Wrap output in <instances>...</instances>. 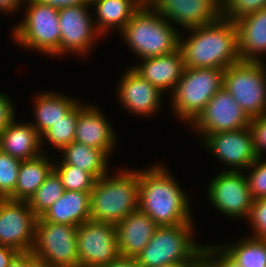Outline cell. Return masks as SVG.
<instances>
[{
    "mask_svg": "<svg viewBox=\"0 0 266 267\" xmlns=\"http://www.w3.org/2000/svg\"><path fill=\"white\" fill-rule=\"evenodd\" d=\"M250 120L233 96L222 87L190 125L198 135L201 134L202 142L211 134L247 128Z\"/></svg>",
    "mask_w": 266,
    "mask_h": 267,
    "instance_id": "13",
    "label": "cell"
},
{
    "mask_svg": "<svg viewBox=\"0 0 266 267\" xmlns=\"http://www.w3.org/2000/svg\"><path fill=\"white\" fill-rule=\"evenodd\" d=\"M179 37V49L186 68L226 69L240 61L237 26L222 16L210 24L188 28Z\"/></svg>",
    "mask_w": 266,
    "mask_h": 267,
    "instance_id": "2",
    "label": "cell"
},
{
    "mask_svg": "<svg viewBox=\"0 0 266 267\" xmlns=\"http://www.w3.org/2000/svg\"><path fill=\"white\" fill-rule=\"evenodd\" d=\"M61 177L53 169L28 201L37 217H41L64 193Z\"/></svg>",
    "mask_w": 266,
    "mask_h": 267,
    "instance_id": "29",
    "label": "cell"
},
{
    "mask_svg": "<svg viewBox=\"0 0 266 267\" xmlns=\"http://www.w3.org/2000/svg\"><path fill=\"white\" fill-rule=\"evenodd\" d=\"M189 267H214V266L203 254H201Z\"/></svg>",
    "mask_w": 266,
    "mask_h": 267,
    "instance_id": "45",
    "label": "cell"
},
{
    "mask_svg": "<svg viewBox=\"0 0 266 267\" xmlns=\"http://www.w3.org/2000/svg\"><path fill=\"white\" fill-rule=\"evenodd\" d=\"M37 218L28 201L7 199L2 204L0 213V245L18 252L31 251Z\"/></svg>",
    "mask_w": 266,
    "mask_h": 267,
    "instance_id": "15",
    "label": "cell"
},
{
    "mask_svg": "<svg viewBox=\"0 0 266 267\" xmlns=\"http://www.w3.org/2000/svg\"><path fill=\"white\" fill-rule=\"evenodd\" d=\"M101 267H142L135 258L119 257L117 260Z\"/></svg>",
    "mask_w": 266,
    "mask_h": 267,
    "instance_id": "42",
    "label": "cell"
},
{
    "mask_svg": "<svg viewBox=\"0 0 266 267\" xmlns=\"http://www.w3.org/2000/svg\"><path fill=\"white\" fill-rule=\"evenodd\" d=\"M65 190L92 191L96 178L82 168L69 164H54Z\"/></svg>",
    "mask_w": 266,
    "mask_h": 267,
    "instance_id": "31",
    "label": "cell"
},
{
    "mask_svg": "<svg viewBox=\"0 0 266 267\" xmlns=\"http://www.w3.org/2000/svg\"><path fill=\"white\" fill-rule=\"evenodd\" d=\"M27 1V2H26ZM24 18L15 24L12 39L28 49L48 56H60L59 9L38 0H24Z\"/></svg>",
    "mask_w": 266,
    "mask_h": 267,
    "instance_id": "7",
    "label": "cell"
},
{
    "mask_svg": "<svg viewBox=\"0 0 266 267\" xmlns=\"http://www.w3.org/2000/svg\"><path fill=\"white\" fill-rule=\"evenodd\" d=\"M194 225L192 221L182 225L159 226L148 245L136 255V262L142 267L193 263L202 254L204 246L194 239Z\"/></svg>",
    "mask_w": 266,
    "mask_h": 267,
    "instance_id": "5",
    "label": "cell"
},
{
    "mask_svg": "<svg viewBox=\"0 0 266 267\" xmlns=\"http://www.w3.org/2000/svg\"><path fill=\"white\" fill-rule=\"evenodd\" d=\"M59 153L61 161L54 164L75 165L91 173L96 179L110 173L109 156L101 149H96L80 142L73 141ZM108 160V161H107Z\"/></svg>",
    "mask_w": 266,
    "mask_h": 267,
    "instance_id": "27",
    "label": "cell"
},
{
    "mask_svg": "<svg viewBox=\"0 0 266 267\" xmlns=\"http://www.w3.org/2000/svg\"><path fill=\"white\" fill-rule=\"evenodd\" d=\"M116 85L117 99L122 109L140 117L156 115L161 109L163 93L140 76L132 67H127ZM119 85V86H118Z\"/></svg>",
    "mask_w": 266,
    "mask_h": 267,
    "instance_id": "16",
    "label": "cell"
},
{
    "mask_svg": "<svg viewBox=\"0 0 266 267\" xmlns=\"http://www.w3.org/2000/svg\"><path fill=\"white\" fill-rule=\"evenodd\" d=\"M79 267H101L120 257L116 226L111 223L86 221L78 226Z\"/></svg>",
    "mask_w": 266,
    "mask_h": 267,
    "instance_id": "11",
    "label": "cell"
},
{
    "mask_svg": "<svg viewBox=\"0 0 266 267\" xmlns=\"http://www.w3.org/2000/svg\"><path fill=\"white\" fill-rule=\"evenodd\" d=\"M78 120V104L61 120L54 123L41 135V146L44 139L51 144L58 152L74 141Z\"/></svg>",
    "mask_w": 266,
    "mask_h": 267,
    "instance_id": "30",
    "label": "cell"
},
{
    "mask_svg": "<svg viewBox=\"0 0 266 267\" xmlns=\"http://www.w3.org/2000/svg\"><path fill=\"white\" fill-rule=\"evenodd\" d=\"M44 152L37 158L21 161L14 194V201H29L46 177L54 169V161Z\"/></svg>",
    "mask_w": 266,
    "mask_h": 267,
    "instance_id": "26",
    "label": "cell"
},
{
    "mask_svg": "<svg viewBox=\"0 0 266 267\" xmlns=\"http://www.w3.org/2000/svg\"><path fill=\"white\" fill-rule=\"evenodd\" d=\"M140 64L131 67L150 84L157 87L163 94H171L185 69L180 49L176 51L140 60Z\"/></svg>",
    "mask_w": 266,
    "mask_h": 267,
    "instance_id": "19",
    "label": "cell"
},
{
    "mask_svg": "<svg viewBox=\"0 0 266 267\" xmlns=\"http://www.w3.org/2000/svg\"><path fill=\"white\" fill-rule=\"evenodd\" d=\"M241 239L221 246L242 267H266V240L249 235Z\"/></svg>",
    "mask_w": 266,
    "mask_h": 267,
    "instance_id": "28",
    "label": "cell"
},
{
    "mask_svg": "<svg viewBox=\"0 0 266 267\" xmlns=\"http://www.w3.org/2000/svg\"><path fill=\"white\" fill-rule=\"evenodd\" d=\"M78 226L57 224L37 218L33 256L52 267H79Z\"/></svg>",
    "mask_w": 266,
    "mask_h": 267,
    "instance_id": "9",
    "label": "cell"
},
{
    "mask_svg": "<svg viewBox=\"0 0 266 267\" xmlns=\"http://www.w3.org/2000/svg\"><path fill=\"white\" fill-rule=\"evenodd\" d=\"M89 6L91 7V4L59 9L61 57L68 53L81 57L87 56L94 49L93 44L98 41L99 36L102 39V35L95 27L94 17L93 14H90Z\"/></svg>",
    "mask_w": 266,
    "mask_h": 267,
    "instance_id": "12",
    "label": "cell"
},
{
    "mask_svg": "<svg viewBox=\"0 0 266 267\" xmlns=\"http://www.w3.org/2000/svg\"><path fill=\"white\" fill-rule=\"evenodd\" d=\"M106 117L98 106L79 102L74 141L101 149L111 157L116 147L117 136Z\"/></svg>",
    "mask_w": 266,
    "mask_h": 267,
    "instance_id": "18",
    "label": "cell"
},
{
    "mask_svg": "<svg viewBox=\"0 0 266 267\" xmlns=\"http://www.w3.org/2000/svg\"><path fill=\"white\" fill-rule=\"evenodd\" d=\"M222 17L229 21H236L239 18L266 8V0H221Z\"/></svg>",
    "mask_w": 266,
    "mask_h": 267,
    "instance_id": "34",
    "label": "cell"
},
{
    "mask_svg": "<svg viewBox=\"0 0 266 267\" xmlns=\"http://www.w3.org/2000/svg\"><path fill=\"white\" fill-rule=\"evenodd\" d=\"M207 186V200L219 213L234 220L248 218L254 199L244 172L223 169Z\"/></svg>",
    "mask_w": 266,
    "mask_h": 267,
    "instance_id": "10",
    "label": "cell"
},
{
    "mask_svg": "<svg viewBox=\"0 0 266 267\" xmlns=\"http://www.w3.org/2000/svg\"><path fill=\"white\" fill-rule=\"evenodd\" d=\"M224 73L225 69L185 67L181 79L169 95L176 119L191 124L223 87Z\"/></svg>",
    "mask_w": 266,
    "mask_h": 267,
    "instance_id": "6",
    "label": "cell"
},
{
    "mask_svg": "<svg viewBox=\"0 0 266 267\" xmlns=\"http://www.w3.org/2000/svg\"><path fill=\"white\" fill-rule=\"evenodd\" d=\"M8 267H27V252H19Z\"/></svg>",
    "mask_w": 266,
    "mask_h": 267,
    "instance_id": "44",
    "label": "cell"
},
{
    "mask_svg": "<svg viewBox=\"0 0 266 267\" xmlns=\"http://www.w3.org/2000/svg\"><path fill=\"white\" fill-rule=\"evenodd\" d=\"M178 30L151 5L143 4L119 33L131 53L142 60L176 51Z\"/></svg>",
    "mask_w": 266,
    "mask_h": 267,
    "instance_id": "4",
    "label": "cell"
},
{
    "mask_svg": "<svg viewBox=\"0 0 266 267\" xmlns=\"http://www.w3.org/2000/svg\"><path fill=\"white\" fill-rule=\"evenodd\" d=\"M33 97L34 121L31 125L42 135L54 123L63 119L79 102L77 98L64 95L63 92H40Z\"/></svg>",
    "mask_w": 266,
    "mask_h": 267,
    "instance_id": "24",
    "label": "cell"
},
{
    "mask_svg": "<svg viewBox=\"0 0 266 267\" xmlns=\"http://www.w3.org/2000/svg\"><path fill=\"white\" fill-rule=\"evenodd\" d=\"M235 24L240 60L262 62L266 54V8L239 18Z\"/></svg>",
    "mask_w": 266,
    "mask_h": 267,
    "instance_id": "21",
    "label": "cell"
},
{
    "mask_svg": "<svg viewBox=\"0 0 266 267\" xmlns=\"http://www.w3.org/2000/svg\"><path fill=\"white\" fill-rule=\"evenodd\" d=\"M155 0H141L144 5H151Z\"/></svg>",
    "mask_w": 266,
    "mask_h": 267,
    "instance_id": "47",
    "label": "cell"
},
{
    "mask_svg": "<svg viewBox=\"0 0 266 267\" xmlns=\"http://www.w3.org/2000/svg\"><path fill=\"white\" fill-rule=\"evenodd\" d=\"M90 3L95 9V27L102 37L110 30L117 29L119 33L143 5L141 0H91Z\"/></svg>",
    "mask_w": 266,
    "mask_h": 267,
    "instance_id": "25",
    "label": "cell"
},
{
    "mask_svg": "<svg viewBox=\"0 0 266 267\" xmlns=\"http://www.w3.org/2000/svg\"><path fill=\"white\" fill-rule=\"evenodd\" d=\"M14 102L6 93H0V133L16 118Z\"/></svg>",
    "mask_w": 266,
    "mask_h": 267,
    "instance_id": "38",
    "label": "cell"
},
{
    "mask_svg": "<svg viewBox=\"0 0 266 267\" xmlns=\"http://www.w3.org/2000/svg\"><path fill=\"white\" fill-rule=\"evenodd\" d=\"M23 4L24 0H0V12H3V14L7 13L8 15L16 13L21 7L23 8Z\"/></svg>",
    "mask_w": 266,
    "mask_h": 267,
    "instance_id": "41",
    "label": "cell"
},
{
    "mask_svg": "<svg viewBox=\"0 0 266 267\" xmlns=\"http://www.w3.org/2000/svg\"><path fill=\"white\" fill-rule=\"evenodd\" d=\"M163 165L156 163L151 167L138 169V209L158 226L190 223L194 218L191 215L189 195Z\"/></svg>",
    "mask_w": 266,
    "mask_h": 267,
    "instance_id": "1",
    "label": "cell"
},
{
    "mask_svg": "<svg viewBox=\"0 0 266 267\" xmlns=\"http://www.w3.org/2000/svg\"><path fill=\"white\" fill-rule=\"evenodd\" d=\"M151 6L183 30L210 24L222 16L221 0H155Z\"/></svg>",
    "mask_w": 266,
    "mask_h": 267,
    "instance_id": "17",
    "label": "cell"
},
{
    "mask_svg": "<svg viewBox=\"0 0 266 267\" xmlns=\"http://www.w3.org/2000/svg\"><path fill=\"white\" fill-rule=\"evenodd\" d=\"M115 174L98 178L90 192V219L93 221L116 225L138 210V170L126 168Z\"/></svg>",
    "mask_w": 266,
    "mask_h": 267,
    "instance_id": "3",
    "label": "cell"
},
{
    "mask_svg": "<svg viewBox=\"0 0 266 267\" xmlns=\"http://www.w3.org/2000/svg\"><path fill=\"white\" fill-rule=\"evenodd\" d=\"M27 267H52L49 263L32 255L27 251Z\"/></svg>",
    "mask_w": 266,
    "mask_h": 267,
    "instance_id": "43",
    "label": "cell"
},
{
    "mask_svg": "<svg viewBox=\"0 0 266 267\" xmlns=\"http://www.w3.org/2000/svg\"><path fill=\"white\" fill-rule=\"evenodd\" d=\"M251 196L254 200L266 198V159L258 157L245 171ZM249 172V173H248Z\"/></svg>",
    "mask_w": 266,
    "mask_h": 267,
    "instance_id": "33",
    "label": "cell"
},
{
    "mask_svg": "<svg viewBox=\"0 0 266 267\" xmlns=\"http://www.w3.org/2000/svg\"><path fill=\"white\" fill-rule=\"evenodd\" d=\"M247 220L252 227L249 236L266 240V198L253 200Z\"/></svg>",
    "mask_w": 266,
    "mask_h": 267,
    "instance_id": "35",
    "label": "cell"
},
{
    "mask_svg": "<svg viewBox=\"0 0 266 267\" xmlns=\"http://www.w3.org/2000/svg\"><path fill=\"white\" fill-rule=\"evenodd\" d=\"M18 253L16 249L0 245V267H8Z\"/></svg>",
    "mask_w": 266,
    "mask_h": 267,
    "instance_id": "40",
    "label": "cell"
},
{
    "mask_svg": "<svg viewBox=\"0 0 266 267\" xmlns=\"http://www.w3.org/2000/svg\"><path fill=\"white\" fill-rule=\"evenodd\" d=\"M7 199H8V198H6V197H0V213H1L2 204H3Z\"/></svg>",
    "mask_w": 266,
    "mask_h": 267,
    "instance_id": "48",
    "label": "cell"
},
{
    "mask_svg": "<svg viewBox=\"0 0 266 267\" xmlns=\"http://www.w3.org/2000/svg\"><path fill=\"white\" fill-rule=\"evenodd\" d=\"M21 160L0 150V197L10 198L18 180Z\"/></svg>",
    "mask_w": 266,
    "mask_h": 267,
    "instance_id": "32",
    "label": "cell"
},
{
    "mask_svg": "<svg viewBox=\"0 0 266 267\" xmlns=\"http://www.w3.org/2000/svg\"><path fill=\"white\" fill-rule=\"evenodd\" d=\"M202 254L214 267H242L221 244L203 246Z\"/></svg>",
    "mask_w": 266,
    "mask_h": 267,
    "instance_id": "36",
    "label": "cell"
},
{
    "mask_svg": "<svg viewBox=\"0 0 266 267\" xmlns=\"http://www.w3.org/2000/svg\"><path fill=\"white\" fill-rule=\"evenodd\" d=\"M200 144L227 165L226 171L243 172L258 158L250 127L211 134Z\"/></svg>",
    "mask_w": 266,
    "mask_h": 267,
    "instance_id": "14",
    "label": "cell"
},
{
    "mask_svg": "<svg viewBox=\"0 0 266 267\" xmlns=\"http://www.w3.org/2000/svg\"><path fill=\"white\" fill-rule=\"evenodd\" d=\"M90 192L65 190L41 218L52 223L74 226L91 220Z\"/></svg>",
    "mask_w": 266,
    "mask_h": 267,
    "instance_id": "23",
    "label": "cell"
},
{
    "mask_svg": "<svg viewBox=\"0 0 266 267\" xmlns=\"http://www.w3.org/2000/svg\"><path fill=\"white\" fill-rule=\"evenodd\" d=\"M253 134L254 149L258 157L266 153V114L251 118L249 125Z\"/></svg>",
    "mask_w": 266,
    "mask_h": 267,
    "instance_id": "37",
    "label": "cell"
},
{
    "mask_svg": "<svg viewBox=\"0 0 266 267\" xmlns=\"http://www.w3.org/2000/svg\"><path fill=\"white\" fill-rule=\"evenodd\" d=\"M43 4L53 6L54 8L61 9L69 6L91 4V0H38Z\"/></svg>",
    "mask_w": 266,
    "mask_h": 267,
    "instance_id": "39",
    "label": "cell"
},
{
    "mask_svg": "<svg viewBox=\"0 0 266 267\" xmlns=\"http://www.w3.org/2000/svg\"><path fill=\"white\" fill-rule=\"evenodd\" d=\"M116 226L120 257L135 258L150 242L159 227L139 209L130 213Z\"/></svg>",
    "mask_w": 266,
    "mask_h": 267,
    "instance_id": "20",
    "label": "cell"
},
{
    "mask_svg": "<svg viewBox=\"0 0 266 267\" xmlns=\"http://www.w3.org/2000/svg\"><path fill=\"white\" fill-rule=\"evenodd\" d=\"M265 61H238L225 69L223 88L251 119L266 114Z\"/></svg>",
    "mask_w": 266,
    "mask_h": 267,
    "instance_id": "8",
    "label": "cell"
},
{
    "mask_svg": "<svg viewBox=\"0 0 266 267\" xmlns=\"http://www.w3.org/2000/svg\"><path fill=\"white\" fill-rule=\"evenodd\" d=\"M191 264L192 263H175V264L160 266V267H189Z\"/></svg>",
    "mask_w": 266,
    "mask_h": 267,
    "instance_id": "46",
    "label": "cell"
},
{
    "mask_svg": "<svg viewBox=\"0 0 266 267\" xmlns=\"http://www.w3.org/2000/svg\"><path fill=\"white\" fill-rule=\"evenodd\" d=\"M14 119L0 133V150L21 161L31 160L43 154L41 135L31 123Z\"/></svg>",
    "mask_w": 266,
    "mask_h": 267,
    "instance_id": "22",
    "label": "cell"
}]
</instances>
